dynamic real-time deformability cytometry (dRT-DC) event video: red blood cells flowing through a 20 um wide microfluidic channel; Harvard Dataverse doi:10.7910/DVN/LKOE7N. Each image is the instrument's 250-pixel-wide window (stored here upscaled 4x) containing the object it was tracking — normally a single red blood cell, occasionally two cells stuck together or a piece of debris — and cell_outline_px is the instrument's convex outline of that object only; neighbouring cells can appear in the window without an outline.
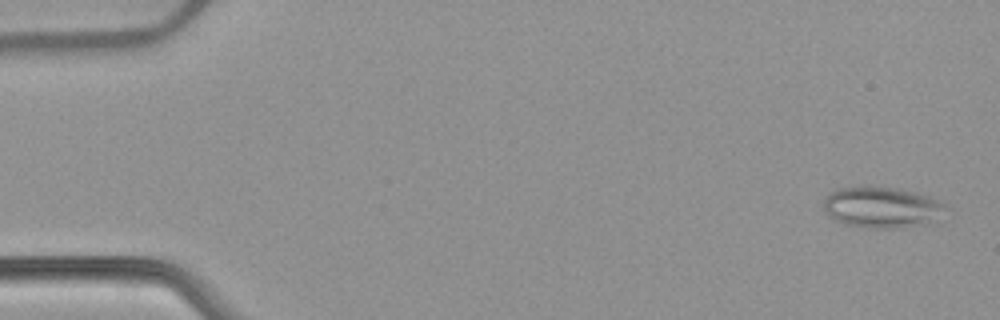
{"species": "common noctule bat (a hibernating species)", "species_latin": "Nyctalus noctula", "temperature_condition": "warm", "stored_images_in_passage": 53, "camera_frame_rate_fps": 3000, "um_per_image_px": 0.085, "animal": {"sex": "female", "body_mass_g": 22.7, "forearm_length_mm": 54.2}, "frame": {"image": 1, "passage_image": 2, "time_ms": 0.333, "image_size_px": [1000, 320], "cell_outline_px": [[944, 204], [928, 220], [900, 228], [868, 228], [844, 224], [832, 220], [828, 216], [824, 208], [824, 196], [828, 192], [836, 188], [864, 184], [896, 188], [916, 192], [928, 196]], "centroid_in_image_um": [74.7, 17.56], "position_along_channel_um": 10.3, "area_um2": 28.78}}
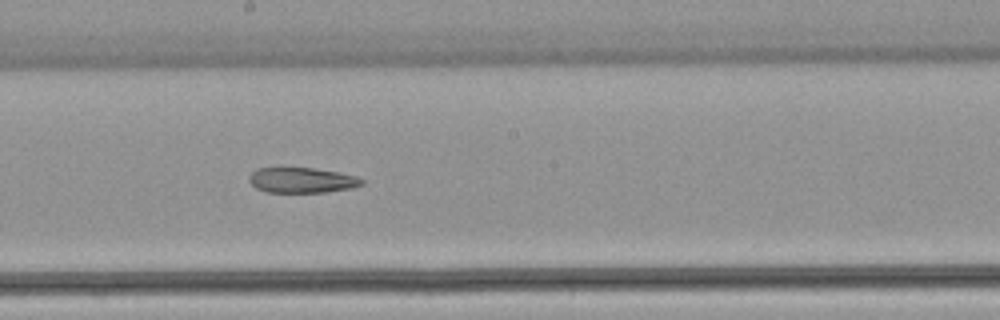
{"frame": {"image": 2, "passage_image": 29, "time_ms": 9.333, "image_size_px": [1000, 320], "cell_outline_px": [[364, 184], [352, 188], [328, 192], [268, 192], [256, 188], [248, 180], [248, 176], [256, 168], [312, 168], [340, 172], [356, 176], [364, 180]], "centroid_in_image_um": [25.68, 15.31], "position_along_channel_um": 222.5, "area_um2": 16.7}}
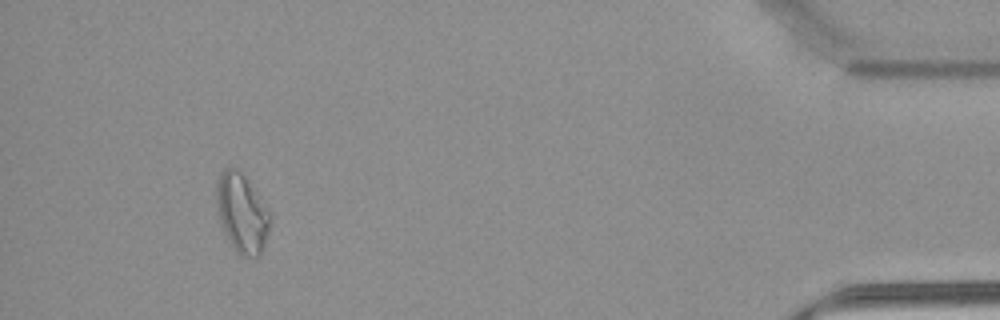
{"frame": {"image": 3, "passage_image": 49, "time_ms": 16.0, "image_size_px": [1000, 320], "cell_outline_px": [[272, 220], [260, 256], [240, 256], [236, 252], [228, 240], [220, 224], [216, 196], [216, 184], [220, 172], [224, 168], [236, 168], [248, 180], [272, 212]], "centroid_in_image_um": [20.58, 18.11], "position_along_channel_um": 414.6, "area_um2": 24.97}, "authors_computed_cell_mechanics": {"area_um2": 23.0044, "velocity_mm_per_s": 3.878, "shape_relaxation_time_tau1_ms": null, "shape_relaxation_time_tau2_ms": 6.6104, "deformation_change_tau1": null, "deformation_change_tau2": 0.1695}}